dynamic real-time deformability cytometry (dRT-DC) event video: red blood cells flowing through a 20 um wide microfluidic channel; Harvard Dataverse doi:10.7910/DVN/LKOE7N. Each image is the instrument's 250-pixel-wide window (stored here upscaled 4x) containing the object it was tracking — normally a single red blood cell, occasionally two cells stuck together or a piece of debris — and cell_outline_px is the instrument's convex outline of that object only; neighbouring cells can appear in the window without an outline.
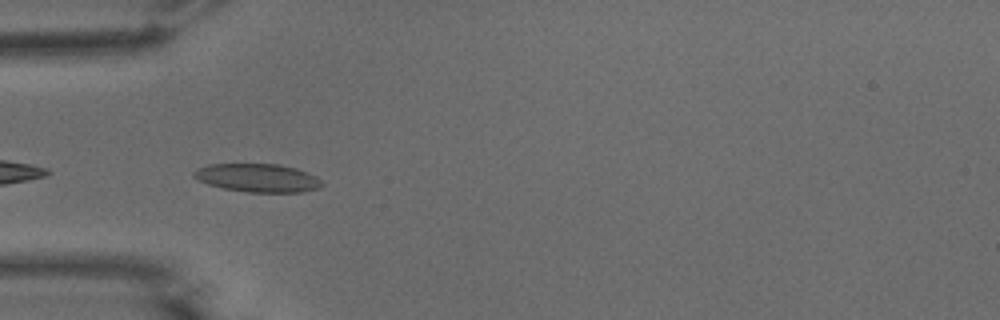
{"species": "common noctule bat (a hibernating species)", "species_latin": "Nyctalus noctula", "temperature_condition": "warm", "stored_images_in_passage": 4, "camera_frame_rate_fps": 3000, "um_per_image_px": 0.085, "animal": {"sex": "male", "body_mass_g": 15.6}, "frame": {"image": 1, "passage_image": 2, "time_ms": 0.333, "image_size_px": [1000, 320], "cell_outline_px": [[324, 184], [320, 188], [300, 192], [248, 192], [224, 188], [208, 184], [192, 176], [192, 172], [196, 168], [208, 164], [276, 164], [296, 168], [316, 176]], "centroid_in_image_um": [21.89, 15.11], "position_along_channel_um": 63.1, "area_um2": 21.1}}